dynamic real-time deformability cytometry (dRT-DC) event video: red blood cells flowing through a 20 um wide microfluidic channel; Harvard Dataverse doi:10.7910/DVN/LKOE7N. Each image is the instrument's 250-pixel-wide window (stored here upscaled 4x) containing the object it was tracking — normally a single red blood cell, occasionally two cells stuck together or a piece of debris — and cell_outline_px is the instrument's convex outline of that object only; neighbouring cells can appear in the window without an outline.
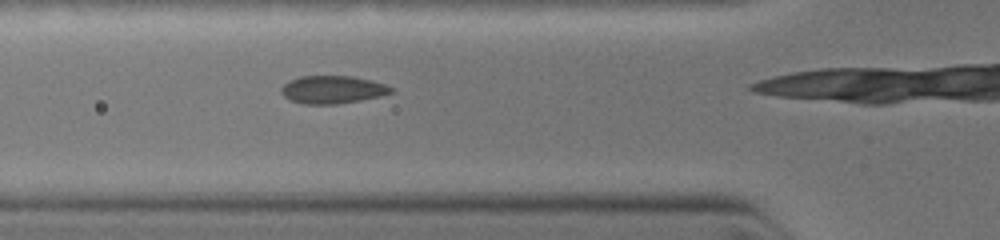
{"species": "common noctule bat (a hibernating species)", "species_latin": "Nyctalus noctula", "temperature_condition": "warm", "stored_images_in_passage": 8, "camera_frame_rate_fps": 3000, "um_per_image_px": 0.085, "animal": {"sex": "female", "body_mass_g": 19.0, "forearm_length_mm": 51.5}, "frame": {"image": 1, "passage_image": 7, "time_ms": 1.333, "image_size_px": [1000, 240], "cell_outline_px": [[392, 92], [380, 96], [360, 100], [336, 104], [304, 104], [292, 100], [284, 96], [280, 92], [280, 88], [288, 80], [300, 76], [352, 76], [372, 80], [384, 84], [392, 88]], "centroid_in_image_um": [28.23, 7.61], "position_along_channel_um": 97.6, "area_um2": 17.74}}